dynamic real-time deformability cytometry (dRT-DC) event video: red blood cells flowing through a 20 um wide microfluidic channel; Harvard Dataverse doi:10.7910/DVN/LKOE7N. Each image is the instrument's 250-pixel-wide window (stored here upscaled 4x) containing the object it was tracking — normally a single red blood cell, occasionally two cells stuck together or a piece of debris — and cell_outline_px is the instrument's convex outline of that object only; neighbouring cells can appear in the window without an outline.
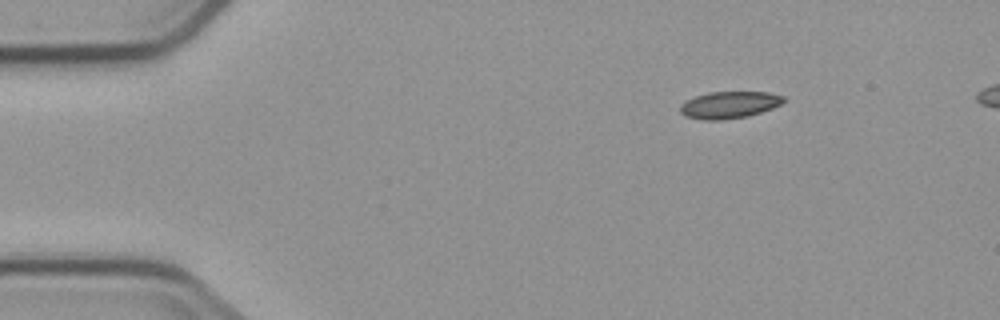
{"species": "common noctule bat (a hibernating species)", "species_latin": "Nyctalus noctula", "temperature_condition": "cold", "stored_images_in_passage": 4, "camera_frame_rate_fps": 3000, "um_per_image_px": 0.085, "animal": {"sex": "male", "body_mass_g": 23.1, "forearm_length_mm": 52.7}, "frame": {"image": 1, "passage_image": 1, "time_ms": 0.0, "image_size_px": [1000, 320], "cell_outline_px": [[788, 100], [772, 108], [748, 116], [724, 120], [704, 120], [684, 116], [680, 112], [680, 104], [684, 100], [708, 92], [768, 92], [784, 96]], "centroid_in_image_um": [61.97, 8.91], "position_along_channel_um": 23.0, "area_um2": 16.42}}